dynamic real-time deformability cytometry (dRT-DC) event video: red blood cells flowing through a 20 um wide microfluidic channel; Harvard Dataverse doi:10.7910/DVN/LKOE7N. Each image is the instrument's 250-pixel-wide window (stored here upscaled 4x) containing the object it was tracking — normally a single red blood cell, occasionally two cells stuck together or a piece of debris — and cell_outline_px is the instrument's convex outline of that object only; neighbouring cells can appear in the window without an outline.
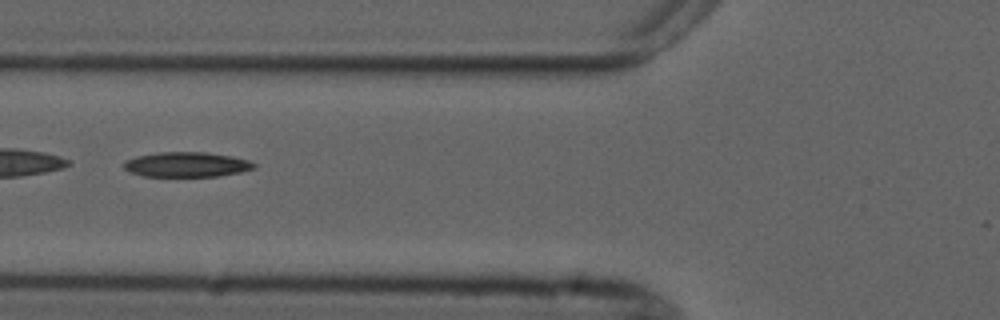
{"species": "common noctule bat (a hibernating species)", "species_latin": "Nyctalus noctula", "temperature_condition": "cold", "stored_images_in_passage": 6, "camera_frame_rate_fps": 3000, "um_per_image_px": 0.085, "animal": {"sex": "male", "forearm_length_mm": 52.5}, "frame": {"image": 1, "passage_image": 6, "time_ms": 6.0, "image_size_px": [1000, 320], "cell_outline_px": [[256, 168], [240, 172], [220, 176], [144, 176], [132, 172], [124, 168], [124, 160], [136, 156], [160, 152], [204, 152], [232, 156], [248, 160], [256, 164]], "centroid_in_image_um": [15.88, 13.98], "position_along_channel_um": 109.9, "area_um2": 18.84}}